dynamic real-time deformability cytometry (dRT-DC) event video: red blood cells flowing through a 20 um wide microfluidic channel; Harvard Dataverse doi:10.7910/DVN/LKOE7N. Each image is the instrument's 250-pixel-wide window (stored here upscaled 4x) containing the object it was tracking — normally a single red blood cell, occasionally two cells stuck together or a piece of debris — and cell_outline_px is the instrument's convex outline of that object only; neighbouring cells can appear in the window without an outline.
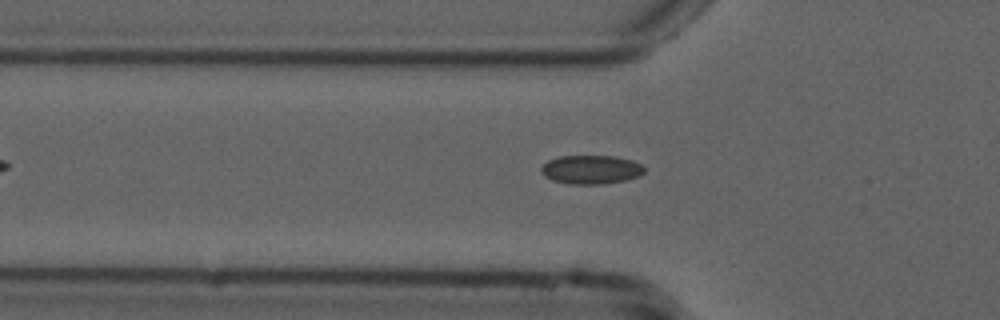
{"species": "common noctule bat (a hibernating species)", "species_latin": "Nyctalus noctula", "temperature_condition": "cold", "stored_images_in_passage": 44, "camera_frame_rate_fps": 3000, "um_per_image_px": 0.085, "animal": {"sex": "male", "forearm_length_mm": 52.5}, "frame": {"image": 1, "passage_image": 13, "time_ms": 4.0, "image_size_px": [1000, 320], "cell_outline_px": [[644, 172], [640, 176], [624, 180], [600, 184], [568, 184], [552, 180], [544, 176], [540, 172], [540, 168], [548, 160], [560, 156], [616, 156], [632, 160], [640, 164], [644, 168]], "centroid_in_image_um": [50.21, 14.41], "position_along_channel_um": 75.6, "area_um2": 17.34}}
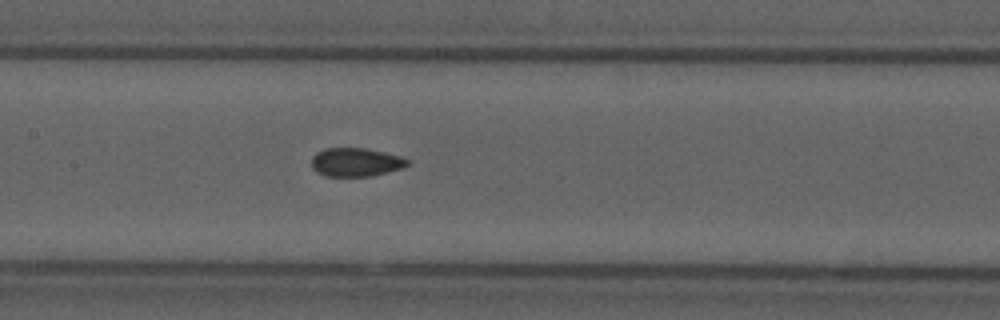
{"frame": {"image": 2, "passage_image": 21, "time_ms": 6.667, "image_size_px": [1000, 320], "cell_outline_px": [[408, 164], [404, 168], [372, 176], [324, 176], [316, 172], [312, 168], [312, 156], [316, 152], [324, 148], [364, 148], [384, 152], [400, 156], [408, 160]], "centroid_in_image_um": [30.22, 13.79], "position_along_channel_um": 177.2, "area_um2": 16.07}}
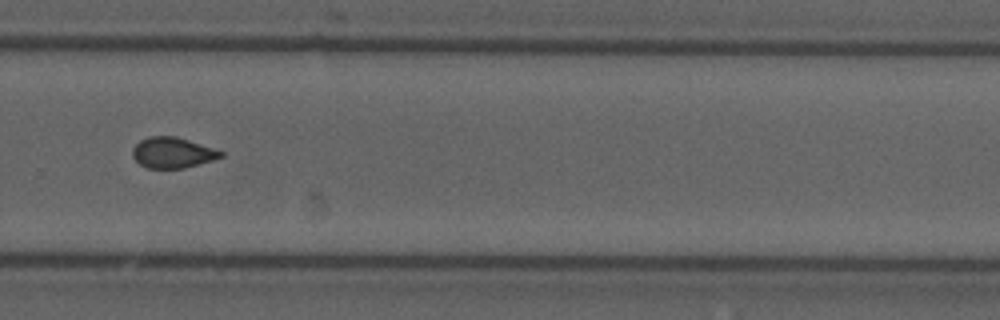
{"frame": {"image": 3, "passage_image": 32, "time_ms": 10.333, "image_size_px": [1000, 320], "cell_outline_px": [[224, 156], [212, 160], [184, 168], [148, 168], [140, 164], [132, 156], [132, 148], [140, 140], [148, 136], [176, 136], [224, 152]], "centroid_in_image_um": [14.64, 12.97], "position_along_channel_um": 315.2, "area_um2": 15.66}, "authors_computed_cell_mechanics": {"area_um2": 16.5597, "velocity_mm_per_s": 3.7739, "shape_relaxation_time_tau1_ms": null, "shape_relaxation_time_tau2_ms": 1.163, "deformation_change_tau1": null, "deformation_change_tau2": 0.0672}}